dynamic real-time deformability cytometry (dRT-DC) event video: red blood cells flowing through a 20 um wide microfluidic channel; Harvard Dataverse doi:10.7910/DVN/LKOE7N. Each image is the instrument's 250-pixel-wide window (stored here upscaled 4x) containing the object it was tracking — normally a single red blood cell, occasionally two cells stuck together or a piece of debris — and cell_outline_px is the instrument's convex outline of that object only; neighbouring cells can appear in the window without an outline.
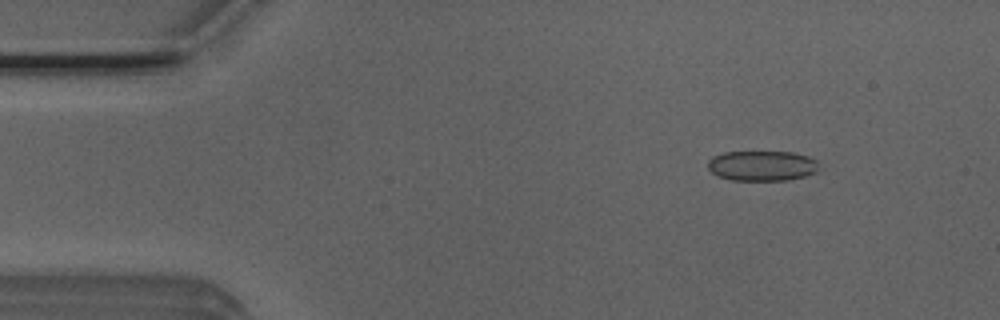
{"species": "Egyptian fruit bat (a non-hibernating species)", "species_latin": "Rousettus aegyptiacus", "temperature_condition": "room temperature", "stored_images_in_passage": 5, "camera_frame_rate_fps": 3000, "um_per_image_px": 0.085, "animal": {"sex": "male"}, "frame": {"image": 1, "passage_image": 2, "time_ms": 0.333, "image_size_px": [1000, 320], "cell_outline_px": [[816, 172], [804, 176], [788, 180], [732, 180], [716, 176], [708, 168], [708, 160], [712, 156], [724, 152], [792, 152], [808, 156], [816, 160]], "centroid_in_image_um": [64.72, 14.09], "position_along_channel_um": 20.3, "area_um2": 19.48}}
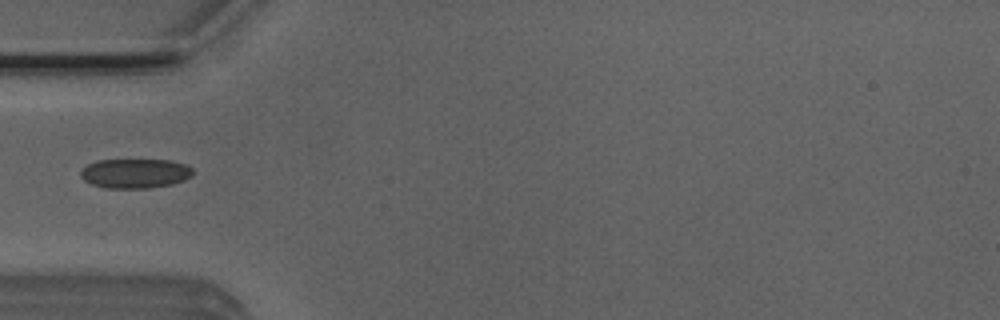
{"frame": {"image": 2, "passage_image": 4, "time_ms": 1.0, "image_size_px": [1000, 320], "cell_outline_px": [[196, 172], [192, 176], [184, 180], [172, 184], [148, 188], [108, 188], [92, 184], [84, 180], [80, 176], [80, 172], [88, 164], [96, 160], [172, 160], [184, 164], [192, 168]], "centroid_in_image_um": [11.51, 14.73], "position_along_channel_um": 73.5, "area_um2": 19.36}}